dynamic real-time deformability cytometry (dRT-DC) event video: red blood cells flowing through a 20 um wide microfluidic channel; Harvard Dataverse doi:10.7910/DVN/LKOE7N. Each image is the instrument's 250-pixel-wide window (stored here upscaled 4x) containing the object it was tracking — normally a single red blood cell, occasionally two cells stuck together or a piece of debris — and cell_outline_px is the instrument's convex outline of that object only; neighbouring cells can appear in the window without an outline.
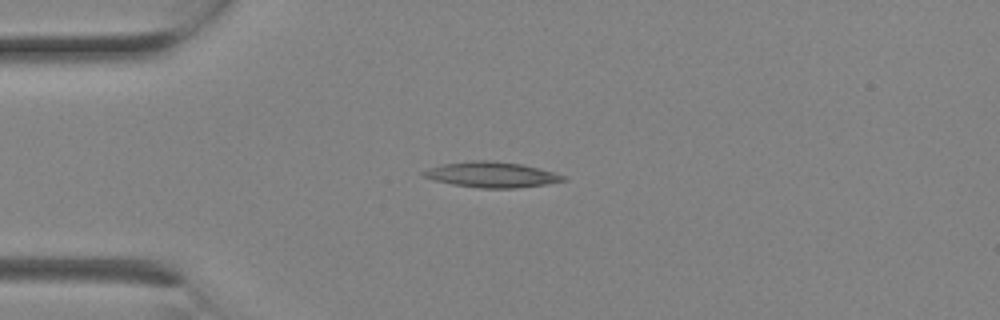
{"species": "Egyptian fruit bat (a non-hibernating species)", "species_latin": "Rousettus aegyptiacus", "temperature_condition": "room temperature", "stored_images_in_passage": 3, "camera_frame_rate_fps": 3000, "um_per_image_px": 0.085, "animal": {"sex": "female"}, "frame": {"image": 1, "passage_image": 3, "time_ms": 0.667, "image_size_px": [1000, 320], "cell_outline_px": [[568, 180], [544, 184], [516, 188], [480, 188], [452, 184], [432, 180], [420, 176], [420, 172], [428, 168], [444, 164], [472, 160], [492, 160], [520, 164], [568, 176]], "centroid_in_image_um": [41.73, 14.84], "position_along_channel_um": 43.3, "area_um2": 20.81}}